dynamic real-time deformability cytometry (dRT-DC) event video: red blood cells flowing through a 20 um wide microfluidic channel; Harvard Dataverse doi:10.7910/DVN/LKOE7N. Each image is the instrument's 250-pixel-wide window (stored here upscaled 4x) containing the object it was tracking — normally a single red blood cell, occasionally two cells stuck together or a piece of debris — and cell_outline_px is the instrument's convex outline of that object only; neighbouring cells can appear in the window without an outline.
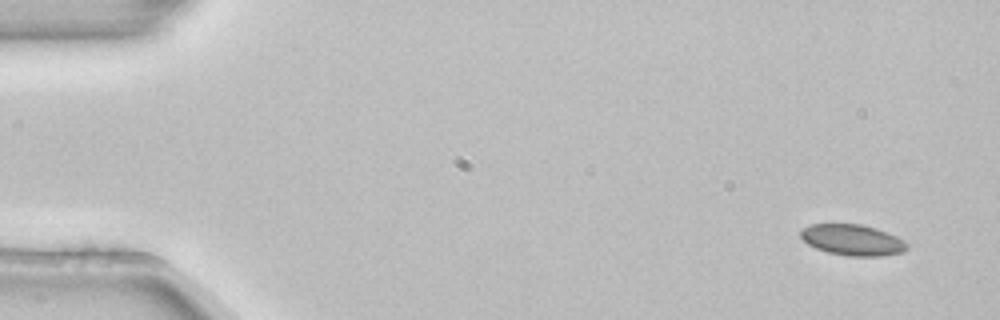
{"species": "common noctule bat (a hibernating species)", "species_latin": "Nyctalus noctula", "temperature_condition": "room temperature", "stored_images_in_passage": 4, "camera_frame_rate_fps": 3000, "um_per_image_px": 0.085, "animal": {"sex": "female", "body_mass_g": 22.7, "forearm_length_mm": 54.2}, "frame": {"image": 1, "passage_image": 1, "time_ms": 0.0, "image_size_px": [1000, 320], "cell_outline_px": [[908, 248], [904, 252], [884, 256], [848, 256], [828, 252], [816, 248], [808, 244], [800, 236], [800, 232], [804, 228], [812, 224], [860, 224], [876, 228], [896, 236], [904, 240], [908, 244]], "centroid_in_image_um": [72.5, 20.4], "position_along_channel_um": 12.5, "area_um2": 19.19}}
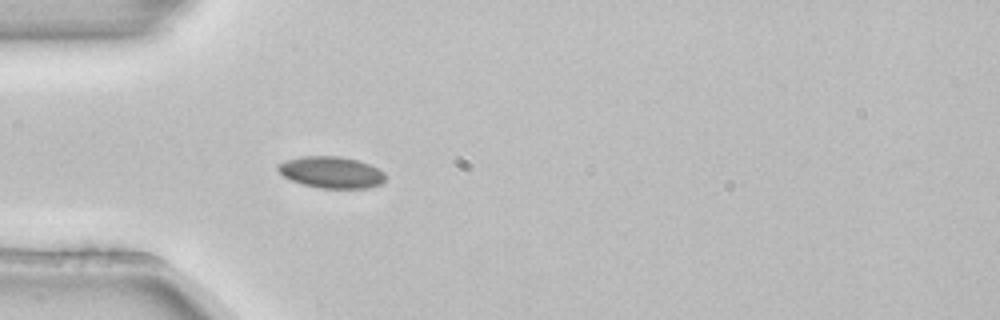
{"frame": {"image": 2, "passage_image": 4, "time_ms": 1.0, "image_size_px": [1000, 320], "cell_outline_px": [[388, 176], [384, 184], [368, 188], [320, 188], [304, 184], [292, 180], [284, 176], [276, 168], [276, 164], [300, 156], [340, 156], [356, 160], [368, 164], [384, 172]], "centroid_in_image_um": [28.21, 14.65], "position_along_channel_um": 56.8, "area_um2": 19.83}}